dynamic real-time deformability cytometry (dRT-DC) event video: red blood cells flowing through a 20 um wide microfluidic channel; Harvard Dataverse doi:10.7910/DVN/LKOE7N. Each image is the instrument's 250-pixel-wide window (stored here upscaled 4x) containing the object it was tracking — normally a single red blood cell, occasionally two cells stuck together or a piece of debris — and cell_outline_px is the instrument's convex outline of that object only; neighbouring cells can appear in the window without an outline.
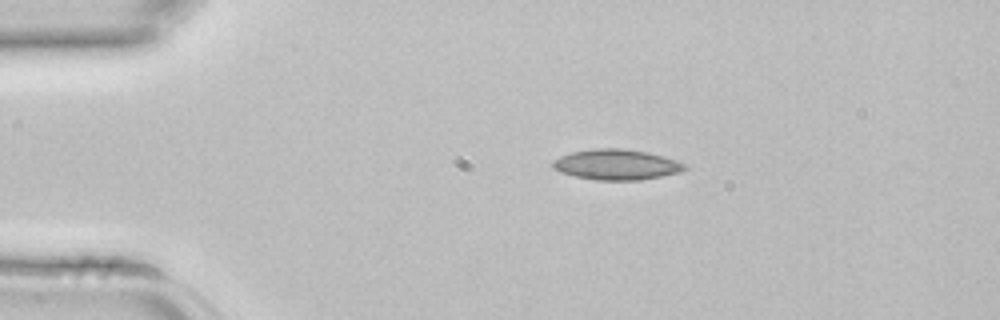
{"species": "common noctule bat (a hibernating species)", "species_latin": "Nyctalus noctula", "temperature_condition": "room temperature", "stored_images_in_passage": 2, "camera_frame_rate_fps": 3000, "um_per_image_px": 0.085, "animal": {"sex": "female", "body_mass_g": 22.7, "forearm_length_mm": 54.2}, "frame": {"image": 1, "passage_image": 1, "time_ms": 0.0, "image_size_px": [1000, 320], "cell_outline_px": [[688, 168], [680, 172], [640, 180], [592, 180], [560, 172], [552, 168], [552, 160], [560, 156], [572, 152], [592, 148], [620, 148], [648, 152], [676, 160], [688, 164]], "centroid_in_image_um": [52.39, 13.99], "position_along_channel_um": 32.6, "area_um2": 23.58}}